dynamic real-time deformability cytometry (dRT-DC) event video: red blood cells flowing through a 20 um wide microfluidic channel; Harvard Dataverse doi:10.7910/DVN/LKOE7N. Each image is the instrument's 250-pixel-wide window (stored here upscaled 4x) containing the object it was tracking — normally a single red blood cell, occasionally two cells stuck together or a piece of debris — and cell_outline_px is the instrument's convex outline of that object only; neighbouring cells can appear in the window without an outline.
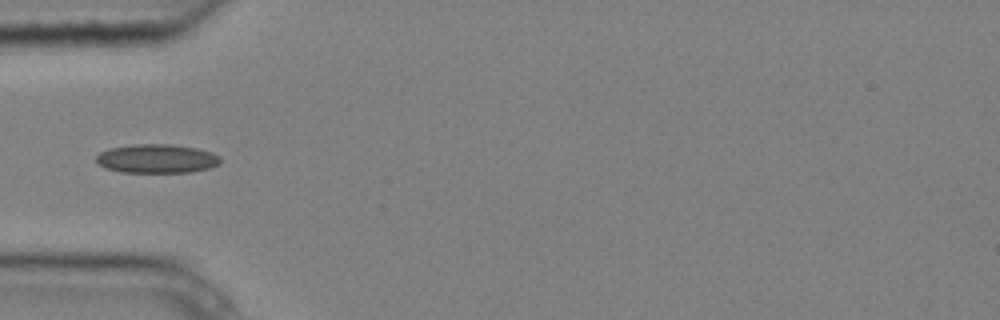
{"species": "common noctule bat (a hibernating species)", "species_latin": "Nyctalus noctula", "temperature_condition": "cold", "stored_images_in_passage": 3, "camera_frame_rate_fps": 3000, "um_per_image_px": 0.085, "animal": {"sex": "male", "body_mass_g": 20.4}, "frame": {"image": 1, "passage_image": 3, "time_ms": 0.667, "image_size_px": [1000, 320], "cell_outline_px": [[220, 164], [208, 168], [192, 172], [120, 172], [104, 168], [96, 160], [96, 156], [100, 152], [112, 148], [132, 144], [172, 144], [196, 148], [212, 152], [220, 156]], "centroid_in_image_um": [13.34, 13.48], "position_along_channel_um": 71.7, "area_um2": 20.92}}